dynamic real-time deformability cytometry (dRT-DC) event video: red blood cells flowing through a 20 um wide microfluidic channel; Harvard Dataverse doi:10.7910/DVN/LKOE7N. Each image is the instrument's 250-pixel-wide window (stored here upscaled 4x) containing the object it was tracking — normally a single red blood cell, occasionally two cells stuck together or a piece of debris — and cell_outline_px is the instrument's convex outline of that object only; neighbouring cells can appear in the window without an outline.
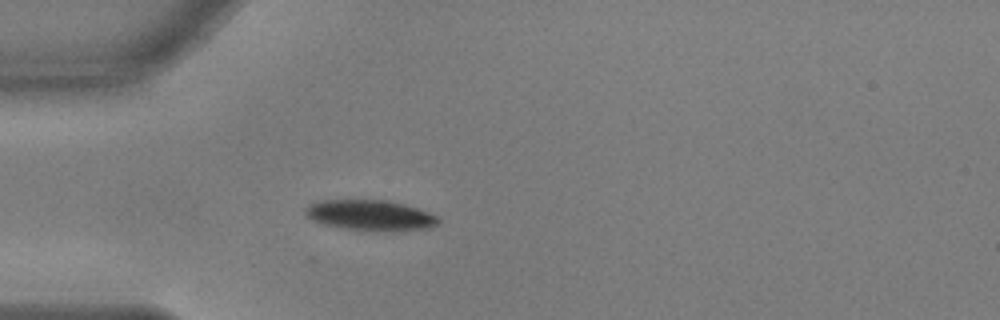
{"species": "common noctule bat (a hibernating species)", "species_latin": "Nyctalus noctula", "temperature_condition": "warm", "stored_images_in_passage": 33, "camera_frame_rate_fps": 3000, "um_per_image_px": 0.085, "animal": {"sex": "male", "body_mass_g": 17.9, "forearm_length_mm": 54.2}, "frame": {"image": 1, "passage_image": 1, "time_ms": 0.0, "image_size_px": [1000, 320], "cell_outline_px": [[440, 224], [432, 228], [396, 232], [372, 232], [344, 228], [320, 224], [312, 220], [304, 212], [304, 208], [308, 204], [320, 200], [388, 200], [404, 204], [428, 212], [436, 216], [440, 220]], "centroid_in_image_um": [31.49, 18.33], "position_along_channel_um": 53.5, "area_um2": 24.33}}
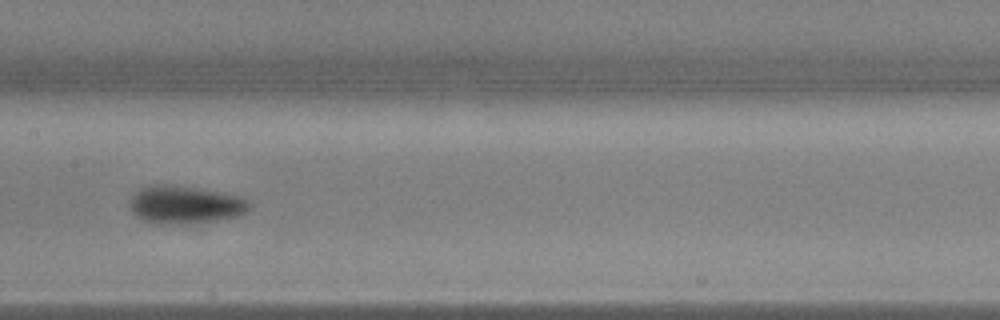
{"frame": {"image": 2, "passage_image": 13, "time_ms": 4.0, "image_size_px": [1000, 320], "cell_outline_px": [[252, 204], [248, 212], [236, 216], [212, 220], [172, 224], [156, 224], [144, 220], [136, 216], [132, 212], [132, 196], [140, 188], [148, 184], [172, 184], [200, 188], [240, 196], [248, 200]], "centroid_in_image_um": [15.74, 17.37], "position_along_channel_um": 191.7, "area_um2": 26.3}}
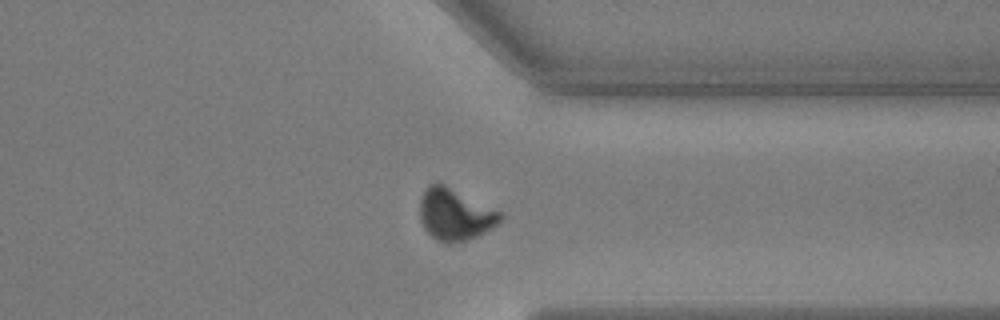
{"frame": {"image": 3, "passage_image": 28, "time_ms": 9.0, "image_size_px": [1000, 320], "cell_outline_px": [[504, 216], [492, 228], [468, 240], [448, 244], [436, 240], [424, 228], [420, 220], [420, 196], [428, 184], [436, 180], [500, 212]], "centroid_in_image_um": [38.62, 18.22], "position_along_channel_um": 372.8, "area_um2": 24.22}, "authors_computed_cell_mechanics": {"area_um2": 25.0852, "velocity_mm_per_s": 3.6633, "shape_relaxation_time_tau1_ms": 2.5367, "shape_relaxation_time_tau2_ms": null, "deformation_change_tau1": 0.1271, "deformation_change_tau2": null}}